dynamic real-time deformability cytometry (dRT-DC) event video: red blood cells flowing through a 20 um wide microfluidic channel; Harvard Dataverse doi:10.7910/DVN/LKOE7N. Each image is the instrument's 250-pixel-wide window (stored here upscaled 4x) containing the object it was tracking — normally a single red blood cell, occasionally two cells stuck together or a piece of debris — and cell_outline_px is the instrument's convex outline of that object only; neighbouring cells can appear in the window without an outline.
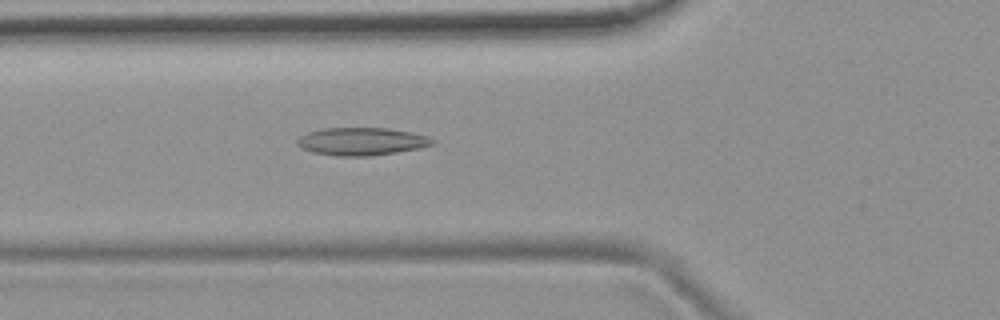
{"species": "common noctule bat (a hibernating species)", "species_latin": "Nyctalus noctula", "temperature_condition": "room temperature", "stored_images_in_passage": 54, "camera_frame_rate_fps": 3000, "um_per_image_px": 0.085, "animal": {"sex": "female", "body_mass_g": 19.9}, "frame": {"image": 1, "passage_image": 20, "time_ms": 6.333, "image_size_px": [1000, 320], "cell_outline_px": [[436, 144], [420, 148], [372, 156], [340, 156], [312, 152], [300, 148], [296, 144], [296, 140], [300, 136], [308, 132], [324, 128], [388, 128], [428, 136], [436, 140]], "centroid_in_image_um": [30.74, 12.02], "position_along_channel_um": 95.1, "area_um2": 21.96}}
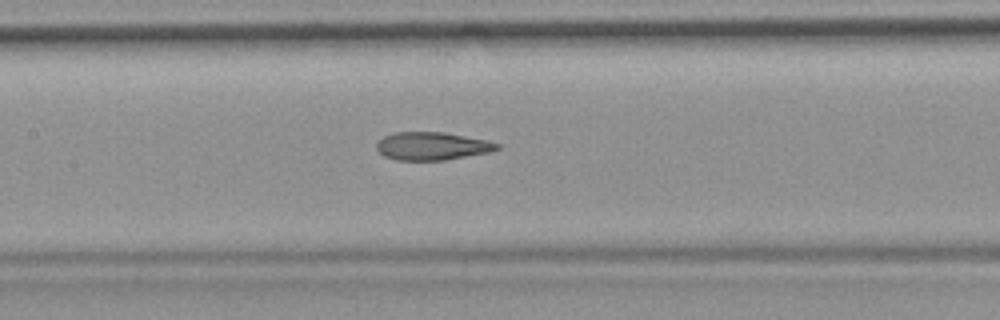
{"frame": {"image": 2, "passage_image": 26, "time_ms": 8.333, "image_size_px": [1000, 320], "cell_outline_px": [[500, 148], [492, 152], [444, 160], [396, 160], [384, 156], [376, 148], [376, 144], [384, 136], [392, 132], [444, 132], [488, 140], [500, 144]], "centroid_in_image_um": [36.75, 12.41], "position_along_channel_um": 170.6, "area_um2": 19.77}}
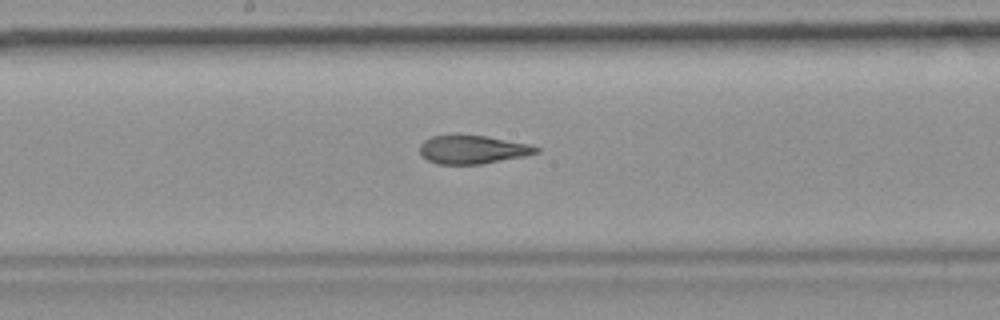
{"frame": {"image": 3, "passage_image": 29, "time_ms": 9.333, "image_size_px": [1000, 320], "cell_outline_px": [[540, 152], [524, 156], [480, 164], [436, 164], [420, 156], [420, 144], [424, 140], [432, 136], [484, 136], [528, 144], [540, 148]], "centroid_in_image_um": [40.15, 12.73], "position_along_channel_um": 208.1, "area_um2": 18.96}, "authors_computed_cell_mechanics": {"area_um2": 21.2993, "velocity_mm_per_s": 3.7626, "shape_relaxation_time_tau1_ms": 10.7933, "shape_relaxation_time_tau2_ms": 2.0985, "deformation_change_tau1": 0.2507, "deformation_change_tau2": 0.1055}}